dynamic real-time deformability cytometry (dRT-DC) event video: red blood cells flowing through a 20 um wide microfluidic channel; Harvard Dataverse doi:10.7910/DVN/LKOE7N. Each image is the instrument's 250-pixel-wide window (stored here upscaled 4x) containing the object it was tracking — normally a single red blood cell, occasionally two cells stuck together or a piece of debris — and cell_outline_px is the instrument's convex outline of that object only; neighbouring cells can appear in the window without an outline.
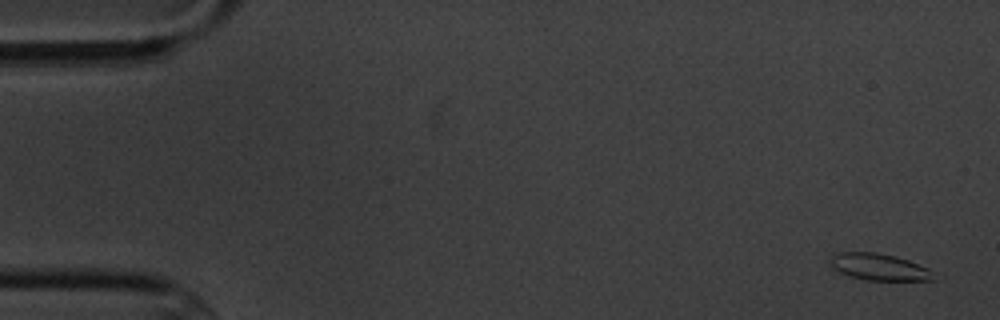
{"species": "common noctule bat (a hibernating species)", "species_latin": "Nyctalus noctula", "temperature_condition": "cold", "stored_images_in_passage": 6, "camera_frame_rate_fps": 3000, "um_per_image_px": 0.085, "animal": {"sex": "male", "body_mass_g": 20.1, "forearm_length_mm": 53.5}, "frame": {"image": 1, "passage_image": 1, "time_ms": 0.0, "image_size_px": [1000, 320], "cell_outline_px": [[944, 276], [936, 280], [868, 280], [852, 276], [840, 272], [828, 260], [832, 252], [876, 252], [908, 260], [928, 268]], "centroid_in_image_um": [74.83, 22.69], "position_along_channel_um": 10.2, "area_um2": 16.3}}
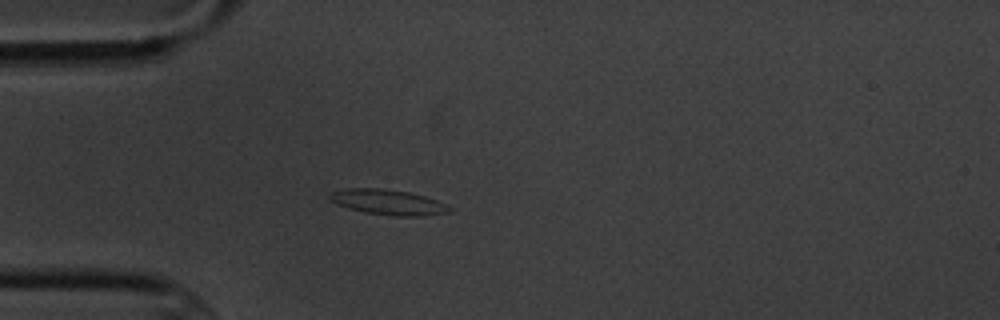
{"frame": {"image": 2, "passage_image": 5, "time_ms": 4.667, "image_size_px": [1000, 320], "cell_outline_px": [[452, 212], [424, 216], [396, 216], [368, 212], [348, 208], [328, 200], [328, 196], [332, 192], [348, 188], [384, 188], [408, 192], [424, 196], [448, 204], [452, 208]], "centroid_in_image_um": [33.03, 17.18], "position_along_channel_um": 52.0, "area_um2": 17.63}}